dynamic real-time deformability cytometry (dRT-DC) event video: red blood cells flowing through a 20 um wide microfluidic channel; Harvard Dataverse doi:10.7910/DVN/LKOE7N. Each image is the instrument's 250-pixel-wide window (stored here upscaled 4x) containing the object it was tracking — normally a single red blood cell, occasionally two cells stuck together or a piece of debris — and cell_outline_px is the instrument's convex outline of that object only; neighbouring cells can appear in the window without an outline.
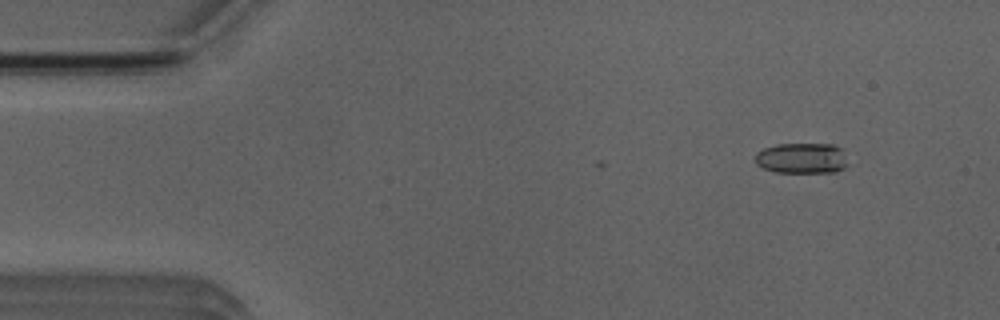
{"species": "Egyptian fruit bat (a non-hibernating species)", "species_latin": "Rousettus aegyptiacus", "temperature_condition": "room temperature", "stored_images_in_passage": 7, "camera_frame_rate_fps": 3000, "um_per_image_px": 0.085, "animal": {"sex": "male"}, "frame": {"image": 1, "passage_image": 2, "time_ms": 1.333, "image_size_px": [1000, 320], "cell_outline_px": [[848, 164], [844, 168], [836, 172], [776, 172], [764, 168], [756, 164], [756, 152], [764, 148], [776, 144], [832, 144], [840, 148]], "centroid_in_image_um": [68.15, 13.45], "position_along_channel_um": 16.9, "area_um2": 16.47}}